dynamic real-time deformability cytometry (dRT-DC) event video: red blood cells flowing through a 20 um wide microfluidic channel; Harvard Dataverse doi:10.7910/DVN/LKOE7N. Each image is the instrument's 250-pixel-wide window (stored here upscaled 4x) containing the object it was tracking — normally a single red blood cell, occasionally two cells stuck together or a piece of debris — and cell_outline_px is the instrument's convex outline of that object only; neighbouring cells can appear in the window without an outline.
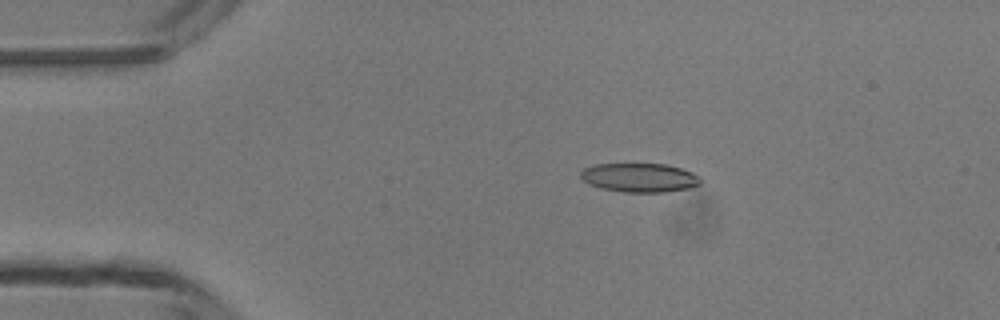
{"species": "common noctule bat (a hibernating species)", "species_latin": "Nyctalus noctula", "temperature_condition": "room temperature", "stored_images_in_passage": 2, "camera_frame_rate_fps": 3000, "um_per_image_px": 0.085, "animal": {"sex": "male", "body_mass_g": 13.3}, "frame": {"image": 1, "passage_image": 1, "time_ms": 0.0, "image_size_px": [1000, 320], "cell_outline_px": [[700, 184], [688, 188], [664, 192], [624, 192], [600, 188], [588, 184], [580, 176], [580, 172], [584, 168], [596, 164], [664, 164], [680, 168], [692, 172], [700, 176]], "centroid_in_image_um": [54.34, 15.1], "position_along_channel_um": 30.7, "area_um2": 20.17}}